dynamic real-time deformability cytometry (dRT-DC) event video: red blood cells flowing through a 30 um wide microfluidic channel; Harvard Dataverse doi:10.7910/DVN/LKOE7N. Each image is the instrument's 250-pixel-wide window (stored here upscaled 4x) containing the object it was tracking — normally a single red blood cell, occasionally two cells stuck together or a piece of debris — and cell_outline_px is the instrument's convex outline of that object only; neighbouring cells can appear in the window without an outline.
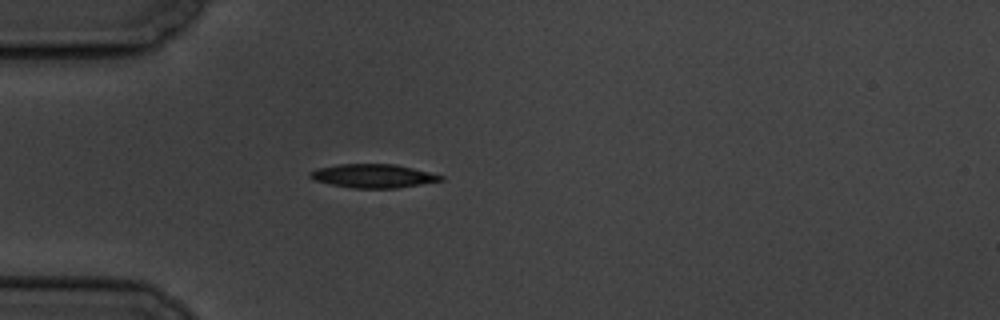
{"species": "common noctule bat (a hibernating species)", "species_latin": "Nyctalus noctula", "temperature_condition": "cold", "stored_images_in_passage": 2, "camera_frame_rate_fps": 3000, "um_per_image_px": 0.085, "animal": {"sex": "male", "body_mass_g": 19.5, "forearm_length_mm": 54.6}, "frame": {"image": 1, "passage_image": 1, "time_ms": 0.0, "image_size_px": [1000, 320], "cell_outline_px": [[444, 180], [396, 188], [352, 188], [312, 180], [308, 176], [308, 172], [316, 168], [336, 164], [396, 164], [444, 176]], "centroid_in_image_um": [31.65, 14.95], "position_along_channel_um": 53.3, "area_um2": 18.03}}